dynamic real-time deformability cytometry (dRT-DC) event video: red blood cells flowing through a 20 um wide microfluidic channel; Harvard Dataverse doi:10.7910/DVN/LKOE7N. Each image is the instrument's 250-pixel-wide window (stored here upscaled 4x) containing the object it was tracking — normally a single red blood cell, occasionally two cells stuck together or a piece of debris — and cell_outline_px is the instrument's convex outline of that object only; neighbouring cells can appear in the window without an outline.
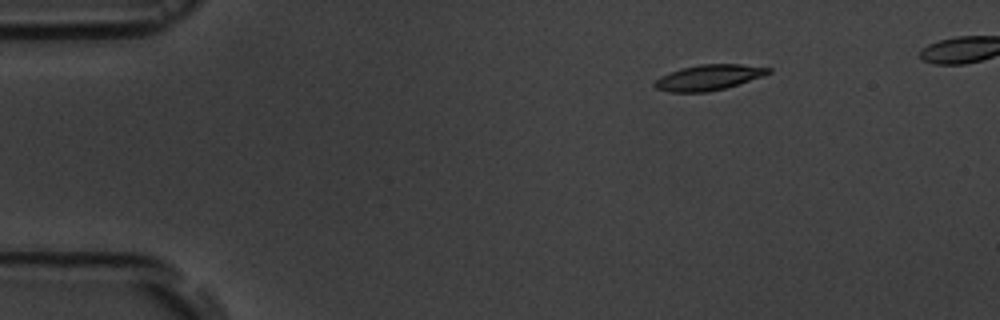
{"species": "common noctule bat (a hibernating species)", "species_latin": "Nyctalus noctula", "temperature_condition": "room temperature", "stored_images_in_passage": 6, "camera_frame_rate_fps": 3000, "um_per_image_px": 0.085, "animal": {"sex": "male", "body_mass_g": 19.5, "forearm_length_mm": 54.6}, "frame": {"image": 1, "passage_image": 3, "time_ms": 2.333, "image_size_px": [1000, 320], "cell_outline_px": [[772, 72], [724, 88], [708, 92], [668, 92], [656, 88], [652, 84], [660, 76], [680, 68], [700, 64], [740, 64], [772, 68]], "centroid_in_image_um": [60.18, 6.58], "position_along_channel_um": 24.8, "area_um2": 16.7}}